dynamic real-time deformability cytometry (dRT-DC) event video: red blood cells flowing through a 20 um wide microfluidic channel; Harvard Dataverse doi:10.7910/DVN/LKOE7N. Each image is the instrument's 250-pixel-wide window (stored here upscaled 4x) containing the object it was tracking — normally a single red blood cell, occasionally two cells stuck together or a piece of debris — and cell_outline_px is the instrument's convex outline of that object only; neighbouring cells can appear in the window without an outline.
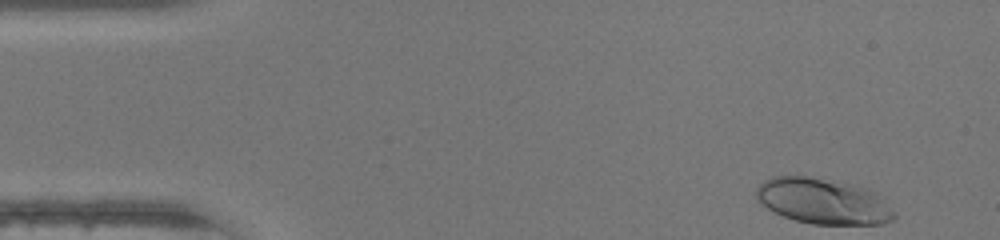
{"species": "human", "species_latin": "Homo sapiens", "temperature_condition": "warm", "stored_images_in_passage": 44, "camera_frame_rate_fps": 3000, "um_per_image_px": 0.085, "donor": {"sex": "female"}, "frame": {"image": 1, "passage_image": 1, "time_ms": 0.0, "image_size_px": [1000, 240], "cell_outline_px": [[896, 216], [892, 220], [880, 224], [812, 224], [796, 220], [784, 216], [768, 208], [756, 200], [756, 188], [764, 180], [772, 176], [808, 176], [852, 184], [864, 188], [872, 192]], "centroid_in_image_um": [69.87, 17.1], "position_along_channel_um": 15.1, "area_um2": 35.95}}
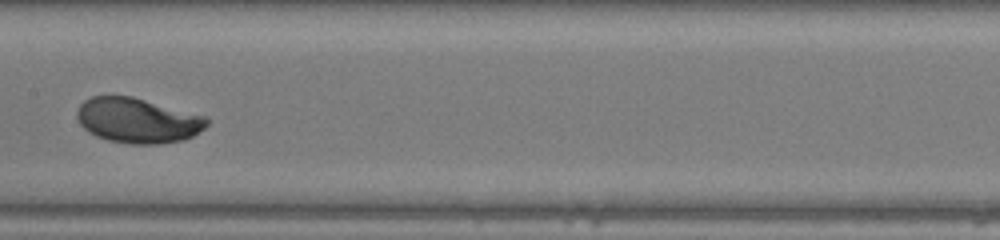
{"frame": {"image": 2, "passage_image": 21, "time_ms": 6.667, "image_size_px": [1000, 240], "cell_outline_px": [[208, 124], [204, 128], [192, 136], [184, 140], [160, 144], [128, 144], [108, 140], [96, 136], [88, 132], [80, 124], [76, 116], [76, 112], [80, 104], [84, 100], [92, 96], [132, 96], [204, 116], [208, 120]], "centroid_in_image_um": [11.66, 10.25], "position_along_channel_um": 195.7, "area_um2": 34.04}}
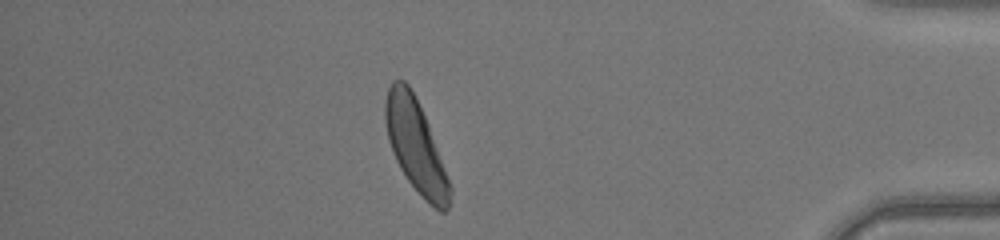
{"frame": {"image": 3, "passage_image": 38, "time_ms": 12.333, "image_size_px": [1000, 240], "cell_outline_px": [[452, 192], [448, 208], [444, 212], [440, 212], [424, 200], [408, 180], [400, 168], [396, 160], [388, 140], [384, 120], [384, 100], [388, 88], [392, 80], [404, 80], [408, 84], [428, 124], [452, 188]], "centroid_in_image_um": [35.31, 12.42], "position_along_channel_um": 399.9, "area_um2": 34.45}, "authors_computed_cell_mechanics": {"area_um2": 33.9575, "velocity_mm_per_s": 4.3875, "shape_relaxation_time_tau1_ms": 2.0487, "shape_relaxation_time_tau2_ms": null, "deformation_change_tau1": 0.1584, "deformation_change_tau2": null}}